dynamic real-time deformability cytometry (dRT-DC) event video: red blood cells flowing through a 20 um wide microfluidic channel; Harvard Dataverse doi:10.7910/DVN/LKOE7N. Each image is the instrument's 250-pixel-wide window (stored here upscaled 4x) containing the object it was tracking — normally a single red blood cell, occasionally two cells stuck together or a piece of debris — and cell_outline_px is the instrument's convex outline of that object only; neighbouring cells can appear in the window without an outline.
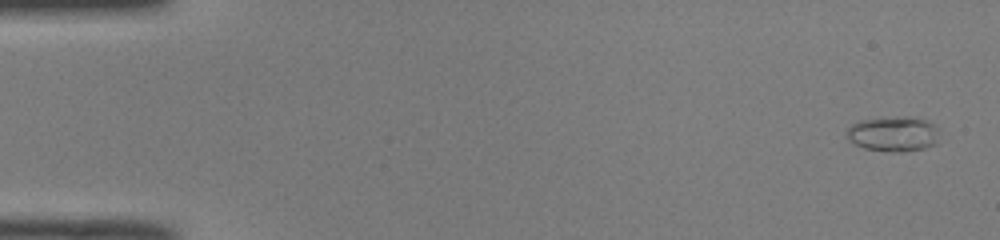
{"species": "common noctule bat (a hibernating species)", "species_latin": "Nyctalus noctula", "temperature_condition": "room temperature", "stored_images_in_passage": 45, "camera_frame_rate_fps": 3000, "um_per_image_px": 0.085, "animal": {"sex": "male", "body_mass_g": 19.0, "forearm_length_mm": 50.8}, "frame": {"image": 1, "passage_image": 1, "time_ms": 0.0, "image_size_px": [1000, 240], "cell_outline_px": [[940, 128], [936, 144], [924, 148], [900, 152], [892, 152], [864, 148], [848, 140], [848, 128], [852, 124], [860, 120], [896, 116], [904, 116], [924, 120]], "centroid_in_image_um": [75.95, 11.38], "position_along_channel_um": 9.0, "area_um2": 18.9}}
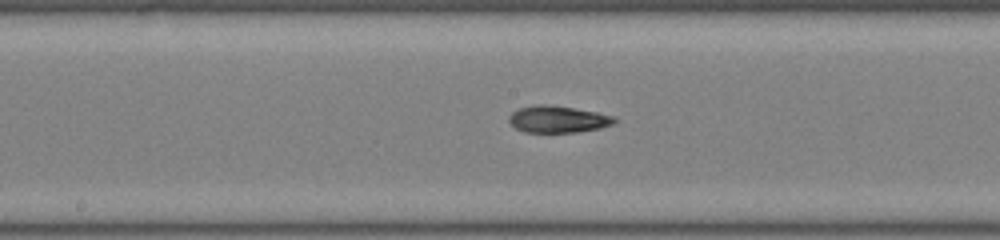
{"frame": {"image": 2, "passage_image": 26, "time_ms": 8.333, "image_size_px": [1000, 240], "cell_outline_px": [[616, 120], [612, 124], [600, 128], [576, 132], [524, 132], [516, 128], [508, 120], [508, 116], [512, 112], [520, 108], [536, 104], [544, 104], [572, 108], [596, 112], [612, 116]], "centroid_in_image_um": [47.38, 10.14], "position_along_channel_um": 200.8, "area_um2": 16.24}}
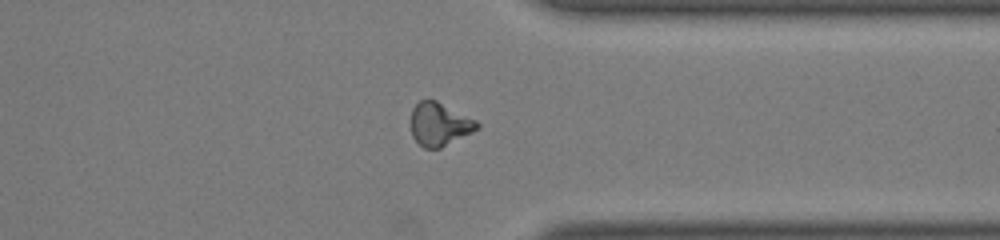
{"frame": {"image": 3, "passage_image": 39, "time_ms": 12.667, "image_size_px": [1000, 240], "cell_outline_px": [[480, 128], [440, 148], [424, 148], [412, 136], [408, 124], [408, 120], [412, 108], [420, 100], [436, 100], [476, 120], [480, 124]], "centroid_in_image_um": [37.3, 10.55], "position_along_channel_um": 374.1, "area_um2": 16.88}}